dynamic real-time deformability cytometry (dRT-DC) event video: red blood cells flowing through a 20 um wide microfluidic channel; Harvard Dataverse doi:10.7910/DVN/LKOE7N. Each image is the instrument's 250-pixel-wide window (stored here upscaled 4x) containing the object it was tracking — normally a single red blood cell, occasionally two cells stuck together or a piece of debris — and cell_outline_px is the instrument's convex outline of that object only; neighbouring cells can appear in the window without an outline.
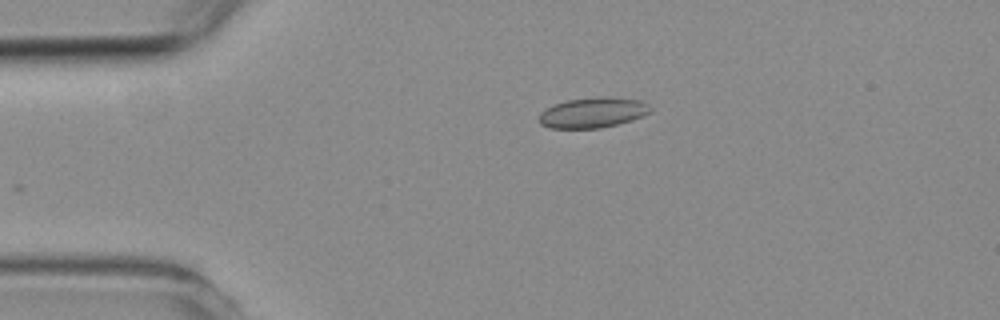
{"species": "common noctule bat (a hibernating species)", "species_latin": "Nyctalus noctula", "temperature_condition": "room temperature", "stored_images_in_passage": 3, "camera_frame_rate_fps": 3000, "um_per_image_px": 0.085, "animal": {"sex": "female", "body_mass_g": 19.3, "forearm_length_mm": 54.1}, "frame": {"image": 1, "passage_image": 1, "time_ms": 0.0, "image_size_px": [1000, 320], "cell_outline_px": [[652, 112], [644, 116], [632, 120], [600, 128], [548, 128], [540, 124], [540, 112], [556, 104], [568, 100], [640, 100], [648, 104], [652, 108]], "centroid_in_image_um": [50.39, 9.64], "position_along_channel_um": 34.6, "area_um2": 18.55}}